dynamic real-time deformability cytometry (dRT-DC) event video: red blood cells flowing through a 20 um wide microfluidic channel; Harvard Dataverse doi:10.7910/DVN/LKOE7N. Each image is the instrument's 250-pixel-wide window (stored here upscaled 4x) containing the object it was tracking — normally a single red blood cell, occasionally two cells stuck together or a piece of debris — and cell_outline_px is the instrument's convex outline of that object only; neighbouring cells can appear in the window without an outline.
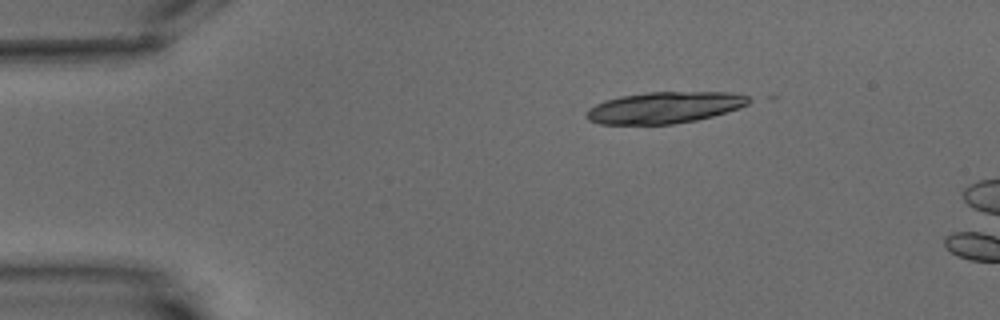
{"species": "common noctule bat (a hibernating species)", "species_latin": "Nyctalus noctula", "temperature_condition": "warm", "stored_images_in_passage": 2, "camera_frame_rate_fps": 3000, "um_per_image_px": 0.085, "animal": {"sex": "male", "body_mass_g": 15.6}, "frame": {"image": 1, "passage_image": 1, "time_ms": 0.0, "image_size_px": [1000, 320], "cell_outline_px": [[756, 100], [740, 108], [712, 116], [696, 120], [672, 124], [600, 124], [588, 120], [584, 116], [588, 108], [604, 100], [620, 96], [648, 92], [732, 92], [748, 96]], "centroid_in_image_um": [56.5, 9.13], "position_along_channel_um": 28.5, "area_um2": 30.0}}